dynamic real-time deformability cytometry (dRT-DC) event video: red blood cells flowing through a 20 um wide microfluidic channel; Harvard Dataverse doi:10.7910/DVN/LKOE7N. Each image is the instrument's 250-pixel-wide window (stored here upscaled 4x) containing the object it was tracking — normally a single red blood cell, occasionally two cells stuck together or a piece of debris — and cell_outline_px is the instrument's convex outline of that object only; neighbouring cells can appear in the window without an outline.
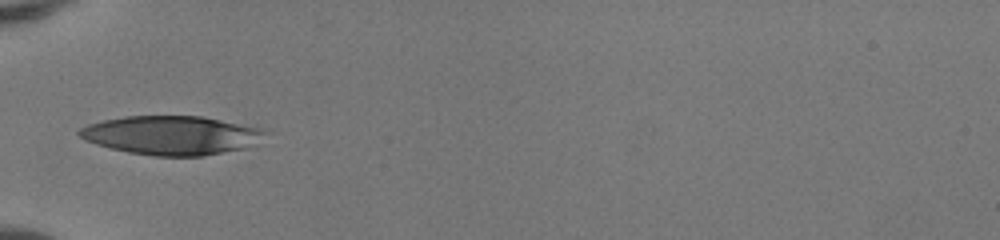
{"species": "human", "species_latin": "Homo sapiens", "temperature_condition": "room temperature", "stored_images_in_passage": 29, "camera_frame_rate_fps": 3000, "um_per_image_px": 0.085, "donor": {"sex": "female"}, "frame": {"image": 1, "passage_image": 1, "time_ms": 0.0, "image_size_px": [1000, 240], "cell_outline_px": [[264, 132], [244, 148], [204, 156], [156, 156], [128, 152], [96, 144], [84, 140], [76, 132], [80, 128], [88, 124], [104, 120], [124, 116], [200, 116], [220, 120], [256, 128]], "centroid_in_image_um": [14.41, 11.5], "position_along_channel_um": 70.6, "area_um2": 41.1}}
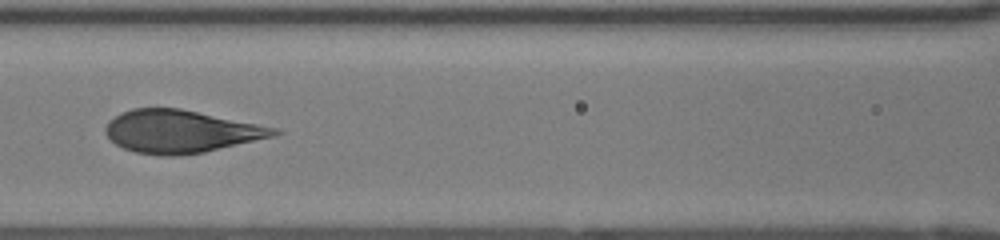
{"frame": {"image": 2, "passage_image": 7, "time_ms": 2.0, "image_size_px": [1000, 240], "cell_outline_px": [[284, 132], [276, 136], [204, 152], [176, 156], [160, 156], [136, 152], [124, 148], [116, 144], [104, 132], [104, 128], [108, 120], [120, 112], [132, 108], [180, 108], [276, 128]], "centroid_in_image_um": [15.34, 11.17], "position_along_channel_um": 151.3, "area_um2": 41.96}}
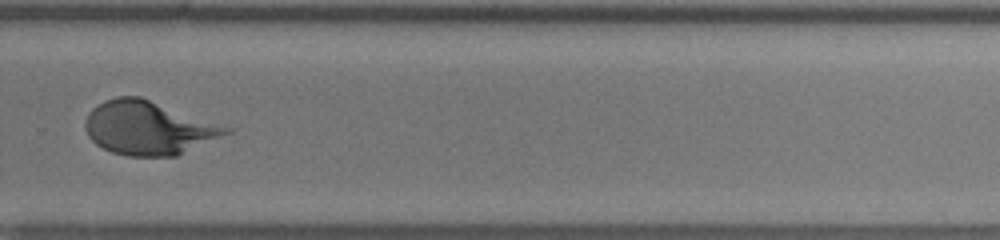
{"frame": {"image": 3, "passage_image": 19, "time_ms": 6.0, "image_size_px": [1000, 240], "cell_outline_px": [[232, 132], [176, 156], [128, 156], [112, 152], [96, 144], [88, 136], [84, 128], [84, 120], [88, 112], [92, 108], [104, 100], [116, 96], [140, 96], [232, 128]], "centroid_in_image_um": [12.59, 10.86], "position_along_channel_um": 317.2, "area_um2": 44.04}}